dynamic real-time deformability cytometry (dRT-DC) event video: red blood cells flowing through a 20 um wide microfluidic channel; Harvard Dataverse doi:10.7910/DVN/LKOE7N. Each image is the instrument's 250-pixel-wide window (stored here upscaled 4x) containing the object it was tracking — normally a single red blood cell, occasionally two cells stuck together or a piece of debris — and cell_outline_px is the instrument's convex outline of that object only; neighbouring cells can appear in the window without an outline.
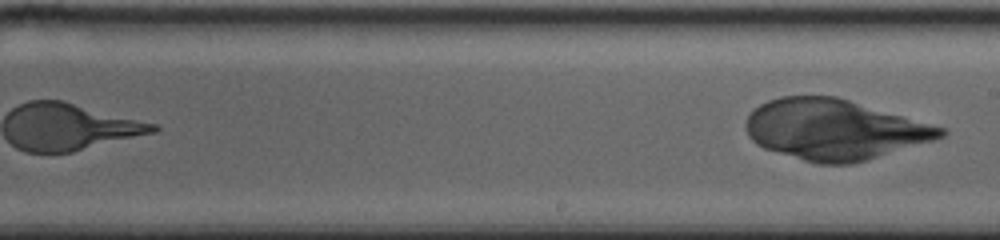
{"species": "human", "species_latin": "Homo sapiens", "temperature_condition": "warm", "stored_images_in_passage": 20, "segment_of_instrument_passage": [2, 2], "camera_frame_rate_fps": 3000, "um_per_image_px": 0.085, "donor": {"sex": "male"}, "frame": {"image": 1, "passage_image": 20, "time_ms": 14.333, "image_size_px": [1000, 240], "cell_outline_px": [[948, 132], [944, 136], [936, 140], [868, 160], [852, 164], [816, 164], [764, 148], [756, 144], [748, 136], [744, 124], [748, 116], [760, 104], [768, 100], [780, 96], [836, 96], [944, 128]], "centroid_in_image_um": [70.91, 11.02], "position_along_channel_um": 218.1, "area_um2": 68.44}}